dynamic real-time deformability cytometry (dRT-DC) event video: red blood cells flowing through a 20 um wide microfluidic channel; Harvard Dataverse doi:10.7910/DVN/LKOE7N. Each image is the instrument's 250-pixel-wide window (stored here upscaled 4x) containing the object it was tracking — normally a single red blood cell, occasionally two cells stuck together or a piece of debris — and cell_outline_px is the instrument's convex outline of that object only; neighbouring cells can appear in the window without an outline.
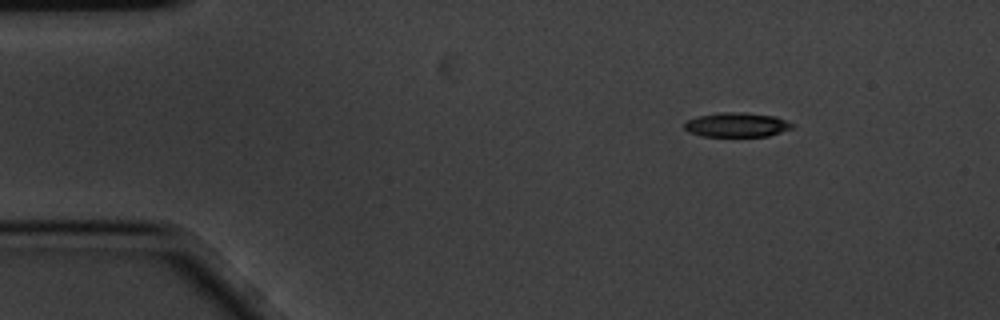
{"species": "common noctule bat (a hibernating species)", "species_latin": "Nyctalus noctula", "temperature_condition": "cold", "stored_images_in_passage": 6, "camera_frame_rate_fps": 3000, "um_per_image_px": 0.085, "animal": {"sex": "male", "body_mass_g": 20.1, "forearm_length_mm": 53.5}, "frame": {"image": 1, "passage_image": 1, "time_ms": 0.0, "image_size_px": [1000, 320], "cell_outline_px": [[796, 124], [792, 128], [768, 136], [700, 136], [688, 132], [684, 128], [684, 124], [688, 120], [696, 116], [724, 112], [744, 112], [776, 116]], "centroid_in_image_um": [62.63, 10.6], "position_along_channel_um": 22.4, "area_um2": 15.43}}
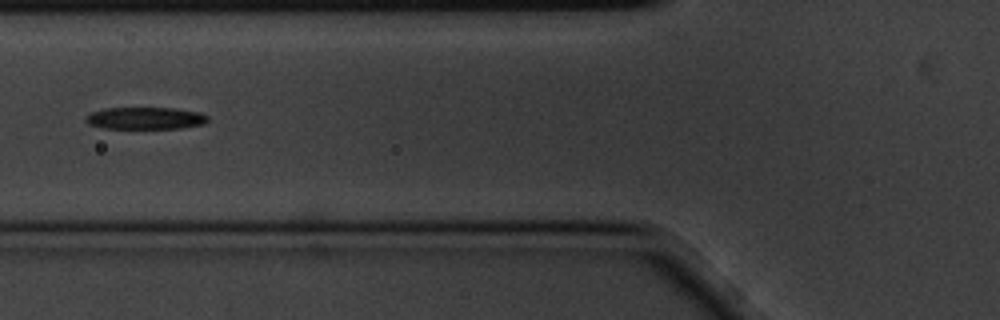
{"frame": {"image": 2, "passage_image": 5, "time_ms": 1.333, "image_size_px": [1000, 320], "cell_outline_px": [[208, 120], [204, 124], [180, 128], [104, 128], [88, 124], [84, 120], [84, 116], [92, 112], [104, 108], [172, 108], [200, 112], [208, 116]], "centroid_in_image_um": [12.33, 10.04], "position_along_channel_um": 113.5, "area_um2": 15.72}}
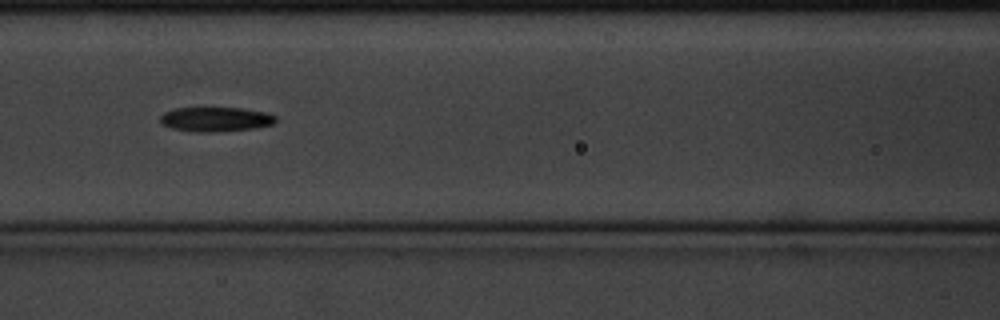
{"frame": {"image": 3, "passage_image": 6, "time_ms": 1.667, "image_size_px": [1000, 320], "cell_outline_px": [[276, 120], [272, 124], [256, 128], [212, 132], [196, 132], [172, 128], [160, 124], [160, 116], [164, 112], [176, 108], [240, 108], [264, 112], [276, 116]], "centroid_in_image_um": [18.3, 10.14], "position_along_channel_um": 148.3, "area_um2": 16.42}}